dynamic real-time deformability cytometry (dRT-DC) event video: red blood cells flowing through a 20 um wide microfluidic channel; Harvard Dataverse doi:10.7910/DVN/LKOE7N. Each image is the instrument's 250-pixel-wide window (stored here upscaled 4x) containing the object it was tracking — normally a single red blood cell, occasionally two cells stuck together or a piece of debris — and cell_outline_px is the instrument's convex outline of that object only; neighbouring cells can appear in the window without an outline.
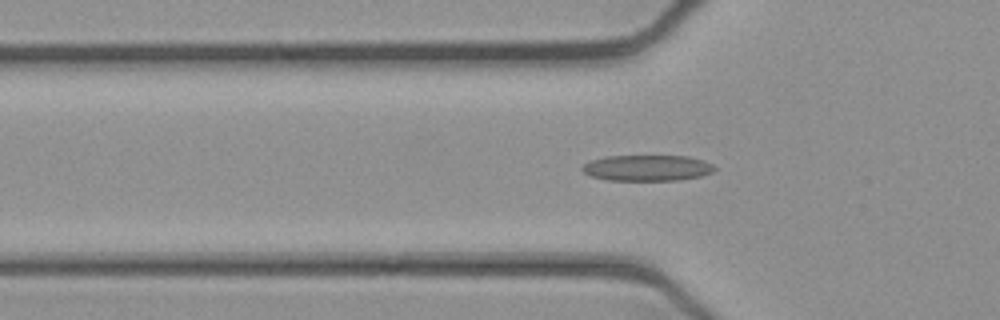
{"species": "common noctule bat (a hibernating species)", "species_latin": "Nyctalus noctula", "temperature_condition": "cold", "stored_images_in_passage": 53, "camera_frame_rate_fps": 3000, "um_per_image_px": 0.085, "animal": {"sex": "female", "body_mass_g": 21.9}, "frame": {"image": 1, "passage_image": 17, "time_ms": 5.333, "image_size_px": [1000, 320], "cell_outline_px": [[716, 168], [712, 172], [700, 176], [680, 180], [608, 180], [588, 176], [580, 168], [584, 164], [592, 160], [604, 156], [688, 156], [704, 160], [712, 164]], "centroid_in_image_um": [54.99, 14.27], "position_along_channel_um": 70.8, "area_um2": 20.06}}
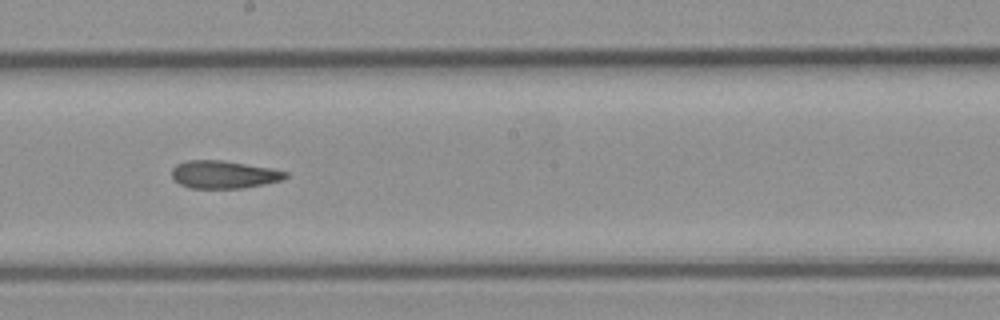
{"frame": {"image": 2, "passage_image": 29, "time_ms": 9.333, "image_size_px": [1000, 320], "cell_outline_px": [[288, 176], [284, 180], [264, 184], [240, 188], [192, 188], [180, 184], [172, 176], [172, 168], [176, 164], [188, 160], [224, 160], [272, 168], [288, 172]], "centroid_in_image_um": [19.06, 14.82], "position_along_channel_um": 229.1, "area_um2": 18.44}}
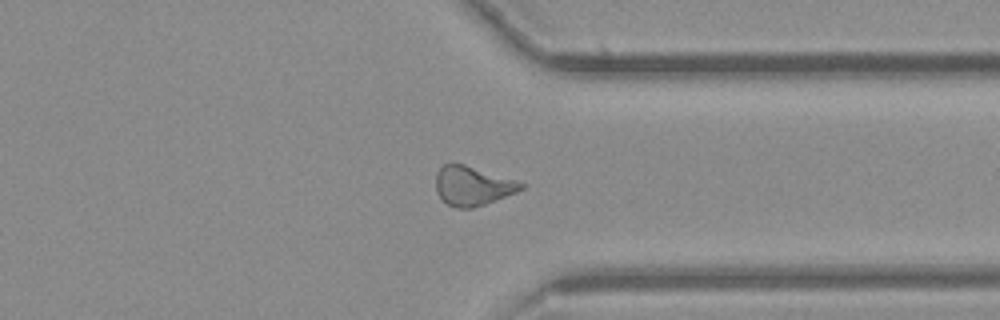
{"frame": {"image": 3, "passage_image": 40, "time_ms": 13.0, "image_size_px": [1000, 320], "cell_outline_px": [[524, 188], [516, 192], [496, 200], [472, 208], [456, 208], [448, 204], [436, 192], [436, 172], [444, 164], [464, 164], [516, 180], [524, 184]], "centroid_in_image_um": [40.16, 15.8], "position_along_channel_um": 371.2, "area_um2": 19.25}, "authors_computed_cell_mechanics": {"area_um2": 19.2474, "velocity_mm_per_s": 3.9182, "shape_relaxation_time_tau1_ms": null, "shape_relaxation_time_tau2_ms": 4.2433, "deformation_change_tau1": null, "deformation_change_tau2": 0.1331}}